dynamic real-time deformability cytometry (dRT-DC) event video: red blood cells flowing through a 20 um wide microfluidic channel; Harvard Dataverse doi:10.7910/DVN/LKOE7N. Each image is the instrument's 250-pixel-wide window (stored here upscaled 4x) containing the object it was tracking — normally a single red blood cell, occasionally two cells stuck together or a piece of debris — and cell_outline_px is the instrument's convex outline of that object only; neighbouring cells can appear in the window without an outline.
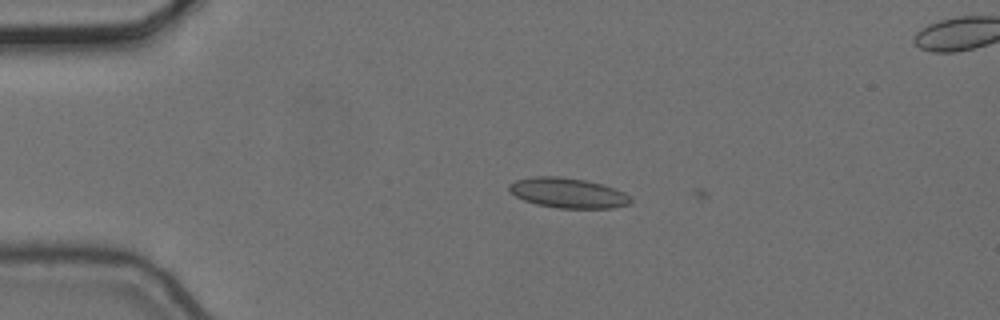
{"species": "common noctule bat (a hibernating species)", "species_latin": "Nyctalus noctula", "temperature_condition": "cold", "stored_images_in_passage": 6, "camera_frame_rate_fps": 3000, "um_per_image_px": 0.085, "animal": {"sex": "female", "body_mass_g": 24.6, "forearm_length_mm": 56.2}, "frame": {"image": 1, "passage_image": 4, "time_ms": 1.0, "image_size_px": [1000, 320], "cell_outline_px": [[632, 200], [628, 204], [612, 208], [556, 208], [536, 204], [524, 200], [516, 196], [508, 188], [508, 184], [516, 180], [532, 176], [560, 176], [584, 180], [604, 184], [616, 188], [632, 196]], "centroid_in_image_um": [48.3, 16.39], "position_along_channel_um": 36.7, "area_um2": 21.44}}